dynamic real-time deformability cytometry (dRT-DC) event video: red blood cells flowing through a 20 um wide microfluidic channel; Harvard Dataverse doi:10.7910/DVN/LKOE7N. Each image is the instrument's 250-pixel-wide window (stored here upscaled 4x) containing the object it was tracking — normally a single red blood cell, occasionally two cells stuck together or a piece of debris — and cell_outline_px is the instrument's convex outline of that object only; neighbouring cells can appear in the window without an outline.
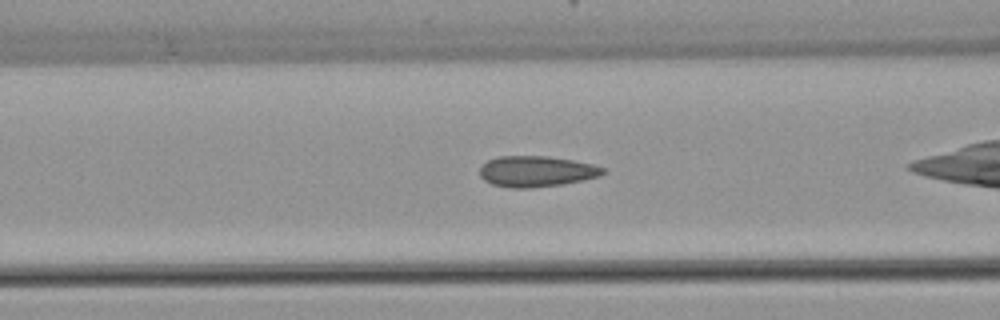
{"species": "common noctule bat (a hibernating species)", "species_latin": "Nyctalus noctula", "temperature_condition": "warm", "stored_images_in_passage": 36, "camera_frame_rate_fps": 3000, "um_per_image_px": 0.085, "animal": {"sex": "female", "body_mass_g": 22.7, "forearm_length_mm": 54.2}, "frame": {"image": 1, "passage_image": 11, "time_ms": 3.333, "image_size_px": [1000, 320], "cell_outline_px": [[608, 172], [600, 176], [564, 184], [532, 188], [508, 188], [492, 184], [484, 180], [480, 176], [480, 168], [488, 160], [496, 156], [548, 156], [572, 160], [592, 164], [604, 168]], "centroid_in_image_um": [45.6, 14.57], "position_along_channel_um": 121.0, "area_um2": 22.31}}
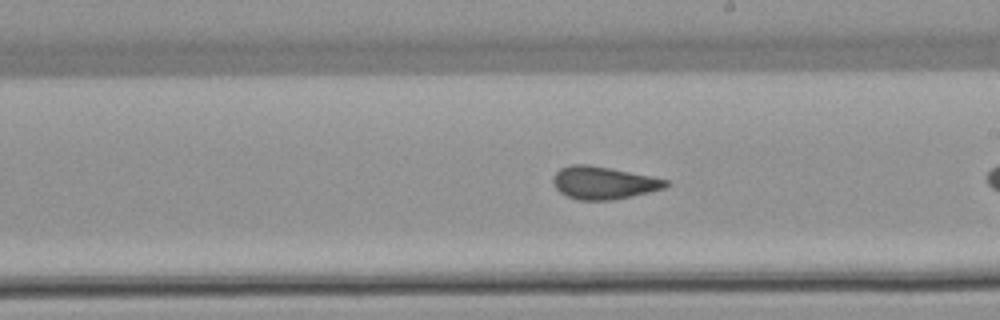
{"frame": {"image": 2, "passage_image": 20, "time_ms": 6.333, "image_size_px": [1000, 320], "cell_outline_px": [[668, 184], [664, 188], [632, 196], [612, 200], [580, 200], [568, 196], [560, 192], [552, 184], [552, 176], [560, 168], [572, 164], [588, 164], [668, 180]], "centroid_in_image_um": [51.23, 15.54], "position_along_channel_um": 237.8, "area_um2": 21.15}}
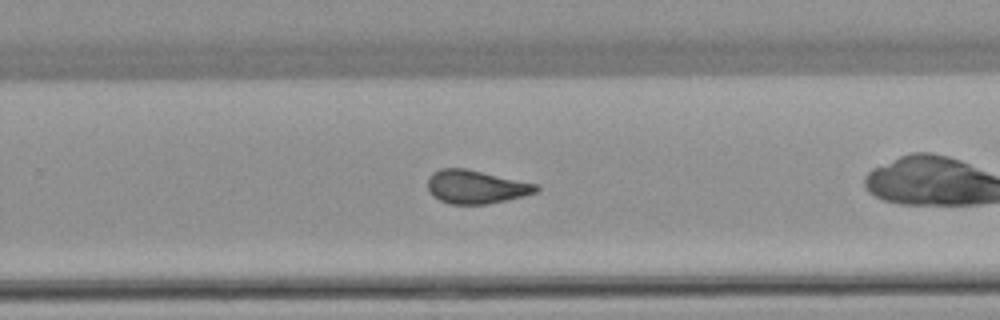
{"frame": {"image": 3, "passage_image": 24, "time_ms": 7.667, "image_size_px": [1000, 320], "cell_outline_px": [[540, 188], [536, 192], [524, 196], [508, 200], [488, 204], [448, 204], [440, 200], [428, 188], [428, 176], [432, 172], [440, 168], [464, 168], [540, 184]], "centroid_in_image_um": [40.5, 15.88], "position_along_channel_um": 289.3, "area_um2": 21.21}, "authors_computed_cell_mechanics": {"area_um2": 21.5305, "velocity_mm_per_s": 3.8972, "shape_relaxation_time_tau1_ms": null, "shape_relaxation_time_tau2_ms": 1.26, "deformation_change_tau1": null, "deformation_change_tau2": 0.0704}}